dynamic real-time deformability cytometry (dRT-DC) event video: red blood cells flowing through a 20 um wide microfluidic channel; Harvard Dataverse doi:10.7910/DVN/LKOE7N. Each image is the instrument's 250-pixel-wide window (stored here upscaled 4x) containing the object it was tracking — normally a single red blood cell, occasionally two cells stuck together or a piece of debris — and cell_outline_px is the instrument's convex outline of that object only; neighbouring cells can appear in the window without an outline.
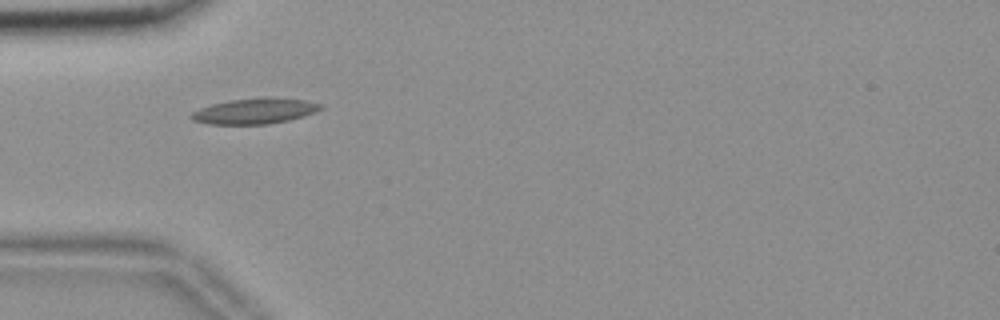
{"species": "common noctule bat (a hibernating species)", "species_latin": "Nyctalus noctula", "temperature_condition": "room temperature", "stored_images_in_passage": 4, "camera_frame_rate_fps": 3000, "um_per_image_px": 0.085, "animal": {"sex": "female", "body_mass_g": 18.4}, "frame": {"image": 1, "passage_image": 1, "time_ms": 0.0, "image_size_px": [1000, 320], "cell_outline_px": [[324, 108], [316, 112], [288, 120], [268, 124], [208, 124], [192, 120], [188, 116], [192, 112], [200, 108], [212, 104], [228, 100], [304, 100], [324, 104]], "centroid_in_image_um": [21.61, 9.49], "position_along_channel_um": 63.4, "area_um2": 18.44}}